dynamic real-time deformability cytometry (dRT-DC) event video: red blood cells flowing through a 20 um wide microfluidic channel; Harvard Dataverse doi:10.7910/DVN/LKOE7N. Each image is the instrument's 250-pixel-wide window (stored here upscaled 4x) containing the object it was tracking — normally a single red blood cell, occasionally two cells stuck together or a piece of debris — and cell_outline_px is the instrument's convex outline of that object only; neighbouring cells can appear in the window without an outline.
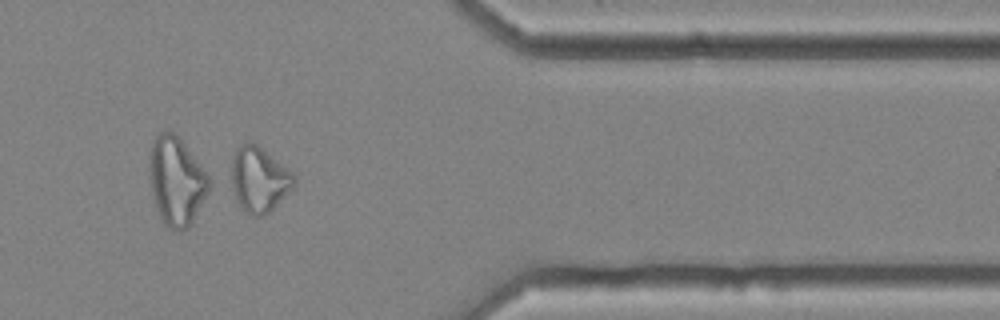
{"species": "common noctule bat (a hibernating species)", "species_latin": "Nyctalus noctula", "temperature_condition": "cold", "stored_images_in_passage": 54, "camera_frame_rate_fps": 3000, "um_per_image_px": 0.085, "animal": {"sex": "female", "body_mass_g": 25.1}, "frame": {"image": 1, "passage_image": 46, "time_ms": 15.0, "image_size_px": [1000, 320], "cell_outline_px": [[296, 184], [264, 216], [248, 216], [236, 204], [232, 184], [232, 160], [236, 148], [240, 144], [252, 140], [292, 172], [296, 176]], "centroid_in_image_um": [22.0, 15.26], "position_along_channel_um": 389.4, "area_um2": 23.93}, "authors_computed_cell_mechanics": {"area_um2": 26.5302, "velocity_mm_per_s": 3.6658, "shape_relaxation_time_tau1_ms": null, "shape_relaxation_time_tau2_ms": 2.6406, "deformation_change_tau1": null, "deformation_change_tau2": 0.0922}}